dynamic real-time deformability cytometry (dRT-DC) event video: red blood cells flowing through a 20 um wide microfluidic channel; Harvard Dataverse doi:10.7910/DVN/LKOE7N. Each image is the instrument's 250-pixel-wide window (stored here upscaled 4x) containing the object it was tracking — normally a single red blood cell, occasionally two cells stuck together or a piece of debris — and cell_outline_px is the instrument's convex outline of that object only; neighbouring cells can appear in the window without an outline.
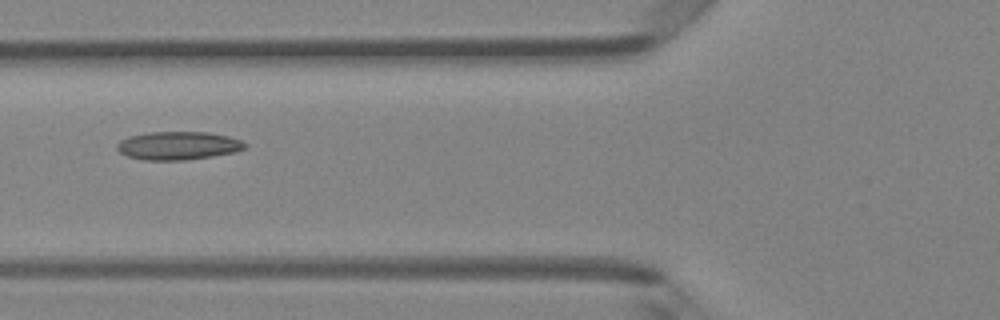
{"species": "Egyptian fruit bat (a non-hibernating species)", "species_latin": "Rousettus aegyptiacus", "temperature_condition": "room temperature", "stored_images_in_passage": 5, "camera_frame_rate_fps": 3000, "um_per_image_px": 0.085, "animal": {"sex": "female"}, "frame": {"image": 1, "passage_image": 5, "time_ms": 1.333, "image_size_px": [1000, 320], "cell_outline_px": [[248, 144], [244, 148], [236, 152], [212, 156], [184, 160], [144, 160], [128, 156], [120, 152], [116, 148], [116, 144], [120, 140], [128, 136], [148, 132], [208, 132], [228, 136], [240, 140]], "centroid_in_image_um": [15.13, 12.37], "position_along_channel_um": 110.7, "area_um2": 21.1}}